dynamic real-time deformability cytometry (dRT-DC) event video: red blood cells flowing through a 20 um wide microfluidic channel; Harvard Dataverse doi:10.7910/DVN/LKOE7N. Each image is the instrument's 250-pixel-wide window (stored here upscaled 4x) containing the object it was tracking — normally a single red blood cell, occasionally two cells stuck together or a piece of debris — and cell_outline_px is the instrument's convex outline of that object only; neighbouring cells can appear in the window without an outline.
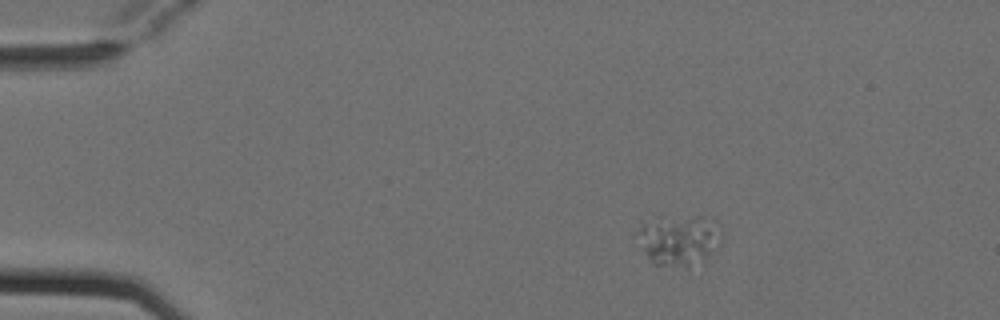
{"species": "Egyptian fruit bat (a non-hibernating species)", "species_latin": "Rousettus aegyptiacus", "temperature_condition": "cold", "stored_images_in_passage": 2, "camera_frame_rate_fps": 3000, "um_per_image_px": 0.085, "animal": {"sex": "female"}, "frame": {"image": 1, "passage_image": 2, "time_ms": 0.333, "image_size_px": [1000, 320], "cell_outline_px": [[724, 236], [720, 244], [704, 260], [688, 264], [656, 264], [644, 252], [636, 232], [640, 224], [700, 216]], "centroid_in_image_um": [57.71, 20.44], "position_along_channel_um": 27.3, "area_um2": 22.6}}